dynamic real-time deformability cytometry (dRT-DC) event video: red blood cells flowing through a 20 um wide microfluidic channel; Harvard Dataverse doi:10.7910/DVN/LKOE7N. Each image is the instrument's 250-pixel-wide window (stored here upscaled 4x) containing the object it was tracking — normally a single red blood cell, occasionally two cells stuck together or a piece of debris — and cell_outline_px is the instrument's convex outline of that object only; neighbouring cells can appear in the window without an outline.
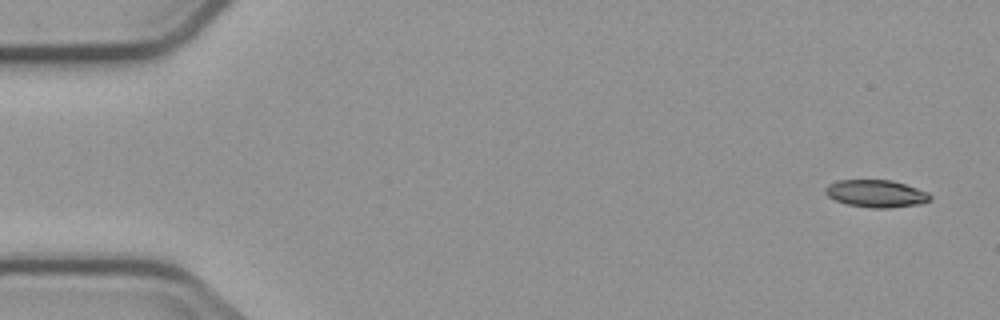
{"species": "common noctule bat (a hibernating species)", "species_latin": "Nyctalus noctula", "temperature_condition": "cold", "stored_images_in_passage": 5, "camera_frame_rate_fps": 3000, "um_per_image_px": 0.085, "animal": {"sex": "male", "body_mass_g": 23.1, "forearm_length_mm": 52.7}, "frame": {"image": 1, "passage_image": 1, "time_ms": 0.0, "image_size_px": [1000, 320], "cell_outline_px": [[932, 200], [920, 204], [888, 208], [872, 208], [848, 204], [836, 200], [828, 196], [824, 192], [824, 188], [828, 184], [836, 180], [892, 180], [928, 192], [932, 196]], "centroid_in_image_um": [74.47, 16.45], "position_along_channel_um": 10.5, "area_um2": 16.76}}